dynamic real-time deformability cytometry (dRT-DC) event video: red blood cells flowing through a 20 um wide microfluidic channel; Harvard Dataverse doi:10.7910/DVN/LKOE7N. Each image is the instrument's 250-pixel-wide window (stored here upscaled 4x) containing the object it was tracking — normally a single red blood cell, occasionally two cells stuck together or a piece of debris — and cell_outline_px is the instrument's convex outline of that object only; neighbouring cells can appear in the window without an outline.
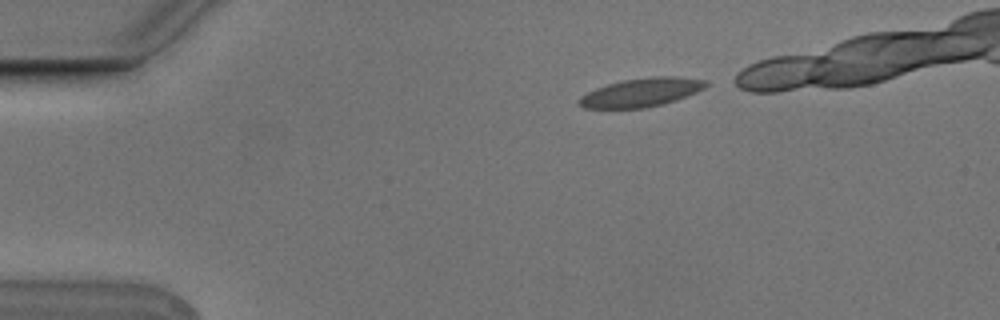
{"species": "Egyptian fruit bat (a non-hibernating species)", "species_latin": "Rousettus aegyptiacus", "temperature_condition": "cold", "stored_images_in_passage": 6, "camera_frame_rate_fps": 3000, "um_per_image_px": 0.085, "animal": {"sex": "male"}, "frame": {"image": 1, "passage_image": 1, "time_ms": 0.0, "image_size_px": [1000, 320], "cell_outline_px": [[708, 84], [704, 88], [696, 92], [676, 100], [664, 104], [644, 108], [584, 108], [580, 104], [580, 96], [596, 88], [608, 84], [624, 80], [656, 76], [676, 76], [704, 80]], "centroid_in_image_um": [54.53, 7.86], "position_along_channel_um": 30.5, "area_um2": 20.87}}